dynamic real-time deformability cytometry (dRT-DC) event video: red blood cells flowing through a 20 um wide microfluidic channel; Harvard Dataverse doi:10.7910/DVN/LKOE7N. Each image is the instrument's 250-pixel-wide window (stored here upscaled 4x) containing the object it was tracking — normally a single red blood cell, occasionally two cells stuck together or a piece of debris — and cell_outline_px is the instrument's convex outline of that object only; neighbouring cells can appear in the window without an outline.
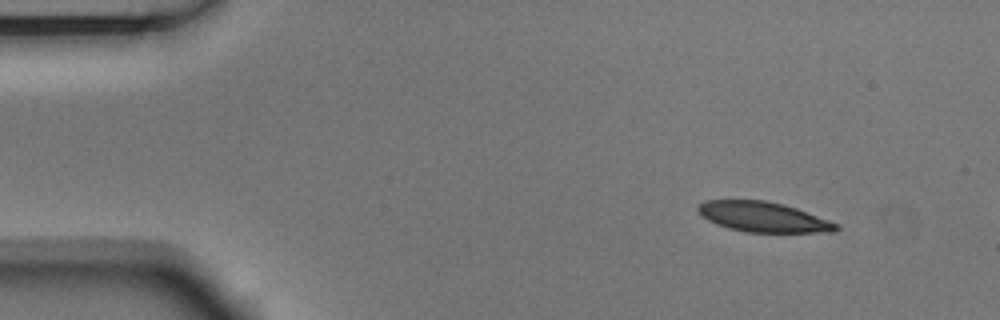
{"species": "Egyptian fruit bat (a non-hibernating species)", "species_latin": "Rousettus aegyptiacus", "temperature_condition": "room temperature", "stored_images_in_passage": 3, "camera_frame_rate_fps": 3000, "um_per_image_px": 0.085, "animal": {"sex": "male"}, "frame": {"image": 1, "passage_image": 1, "time_ms": 0.0, "image_size_px": [1000, 320], "cell_outline_px": [[840, 228], [836, 232], [744, 232], [728, 228], [716, 224], [700, 216], [696, 208], [704, 200], [764, 200], [784, 204], [796, 208], [840, 224]], "centroid_in_image_um": [64.87, 18.44], "position_along_channel_um": 20.1, "area_um2": 24.39}}